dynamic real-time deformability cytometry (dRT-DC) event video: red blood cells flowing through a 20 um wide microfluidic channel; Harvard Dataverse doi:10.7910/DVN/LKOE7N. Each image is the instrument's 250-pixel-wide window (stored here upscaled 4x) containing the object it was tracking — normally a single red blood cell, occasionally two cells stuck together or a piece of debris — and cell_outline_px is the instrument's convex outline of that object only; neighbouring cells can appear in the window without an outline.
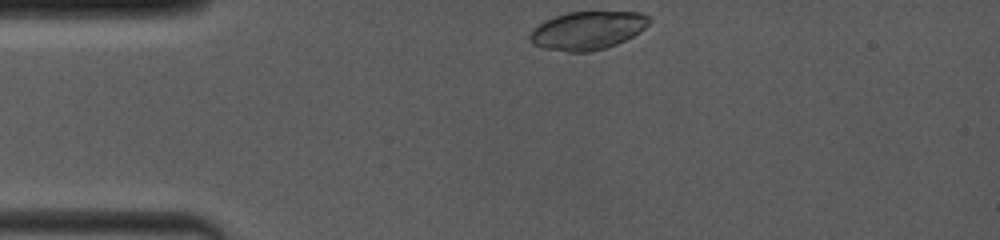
{"species": "common noctule bat (a hibernating species)", "species_latin": "Nyctalus noctula", "temperature_condition": "room temperature", "stored_images_in_passage": 23, "camera_frame_rate_fps": 4000, "um_per_image_px": 0.085, "animal": {"sex": "female", "body_mass_g": 19.0, "forearm_length_mm": 53.3}, "frame": {"image": 1, "passage_image": 1, "time_ms": 0.0, "image_size_px": [1000, 240], "cell_outline_px": [[652, 20], [640, 32], [616, 44], [604, 48], [588, 52], [568, 52], [544, 48], [532, 44], [528, 36], [544, 20], [552, 16], [568, 12], [640, 12], [648, 16]], "centroid_in_image_um": [49.93, 2.58], "position_along_channel_um": 35.1, "area_um2": 26.47}}
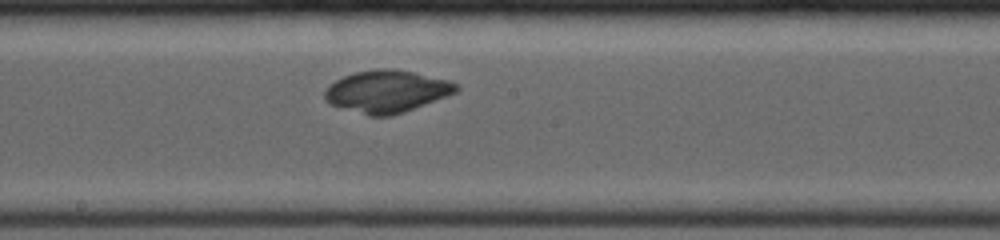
{"frame": {"image": 2, "passage_image": 14, "time_ms": 5.5, "image_size_px": [1000, 240], "cell_outline_px": [[460, 88], [456, 92], [448, 96], [404, 112], [392, 116], [368, 116], [332, 104], [324, 100], [324, 92], [328, 84], [344, 76], [356, 72], [380, 68], [392, 68], [412, 72], [448, 80], [460, 84]], "centroid_in_image_um": [32.89, 7.77], "position_along_channel_um": 215.3, "area_um2": 32.37}}
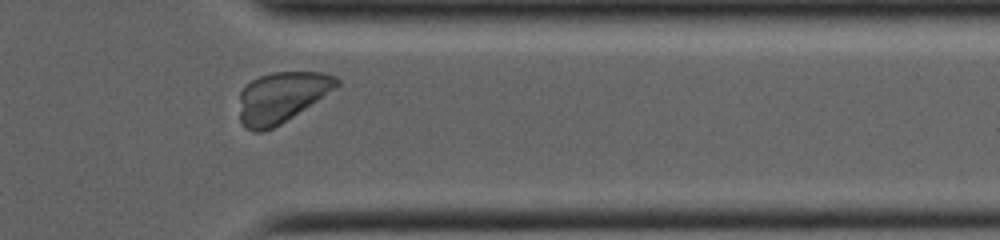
{"frame": {"image": 3, "passage_image": 23, "time_ms": 9.75, "image_size_px": [1000, 240], "cell_outline_px": [[340, 84], [336, 88], [280, 124], [264, 132], [252, 132], [244, 128], [240, 120], [240, 92], [252, 80], [260, 76], [272, 72], [324, 72], [336, 76], [340, 80]], "centroid_in_image_um": [23.93, 8.26], "position_along_channel_um": 387.5, "area_um2": 28.61}}